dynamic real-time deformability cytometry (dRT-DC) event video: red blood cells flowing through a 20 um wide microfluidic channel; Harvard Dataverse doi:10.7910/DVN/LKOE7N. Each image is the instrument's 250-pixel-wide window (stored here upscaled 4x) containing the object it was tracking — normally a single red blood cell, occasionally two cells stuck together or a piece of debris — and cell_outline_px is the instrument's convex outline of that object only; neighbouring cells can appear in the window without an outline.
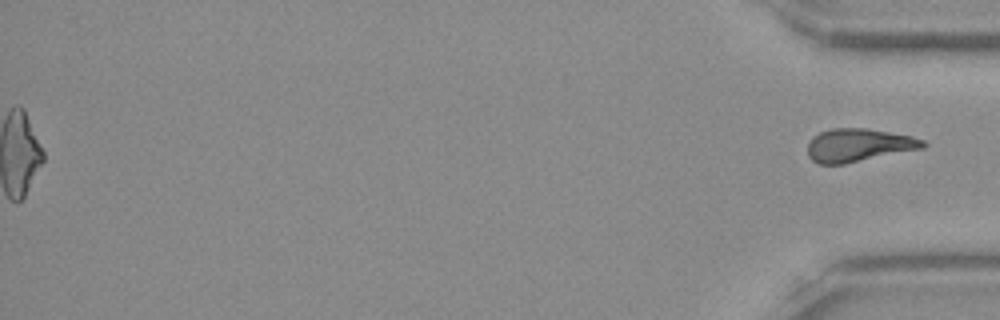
{"species": "Egyptian fruit bat (a non-hibernating species)", "species_latin": "Rousettus aegyptiacus", "temperature_condition": "room temperature", "stored_images_in_passage": 50, "segment_of_instrument_passage": [2, 2], "camera_frame_rate_fps": 3000, "um_per_image_px": 0.085, "frame": {"image": 1, "passage_image": 50, "time_ms": 16.333, "image_size_px": [1000, 320], "cell_outline_px": [[928, 144], [924, 148], [844, 164], [816, 164], [808, 156], [808, 140], [812, 136], [820, 132], [832, 128], [864, 128], [912, 136], [924, 140]], "centroid_in_image_um": [72.96, 12.34], "position_along_channel_um": 362.2, "area_um2": 22.37}}